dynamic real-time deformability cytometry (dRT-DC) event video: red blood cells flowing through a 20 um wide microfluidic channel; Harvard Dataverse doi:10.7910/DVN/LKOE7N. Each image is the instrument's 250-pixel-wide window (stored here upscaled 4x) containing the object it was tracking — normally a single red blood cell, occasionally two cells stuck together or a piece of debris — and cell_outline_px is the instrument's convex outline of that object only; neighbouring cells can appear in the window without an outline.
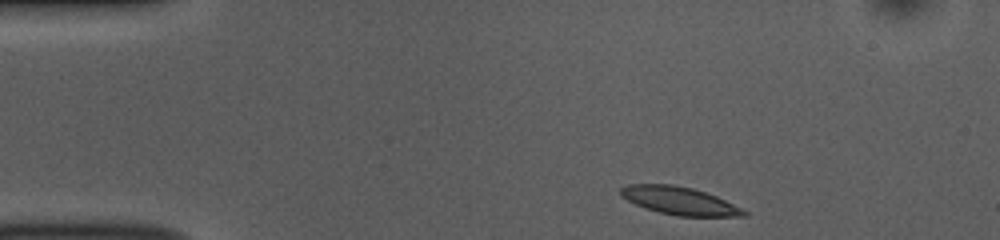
{"species": "common noctule bat (a hibernating species)", "species_latin": "Nyctalus noctula", "temperature_condition": "room temperature", "stored_images_in_passage": 46, "camera_frame_rate_fps": 3000, "um_per_image_px": 0.085, "animal": {"sex": "female", "body_mass_g": 10.0, "forearm_length_mm": 53.1}, "frame": {"image": 1, "passage_image": 1, "time_ms": 0.0, "image_size_px": [1000, 240], "cell_outline_px": [[748, 216], [676, 216], [644, 208], [620, 196], [620, 188], [628, 184], [672, 184], [692, 188], [716, 196], [748, 212]], "centroid_in_image_um": [57.72, 17.06], "position_along_channel_um": 27.3, "area_um2": 19.83}}
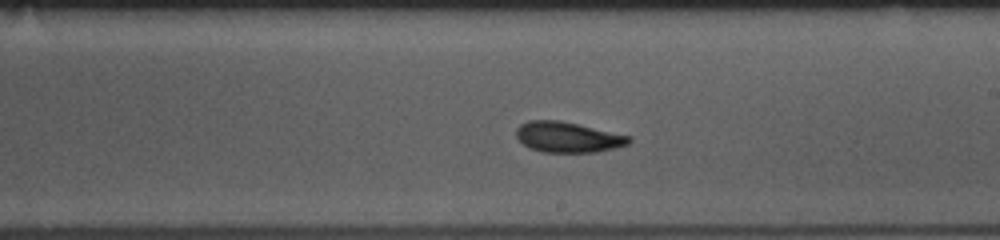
{"frame": {"image": 2, "passage_image": 23, "time_ms": 7.333, "image_size_px": [1000, 240], "cell_outline_px": [[632, 140], [628, 144], [596, 152], [544, 152], [528, 148], [516, 136], [516, 128], [520, 124], [528, 120], [560, 120], [632, 136]], "centroid_in_image_um": [48.25, 11.65], "position_along_channel_um": 240.7, "area_um2": 20.06}}
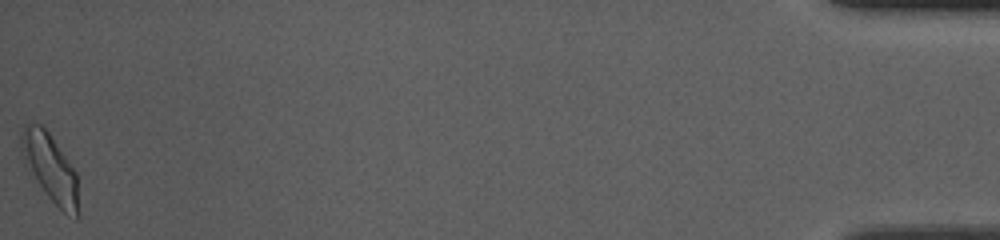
{"frame": {"image": 3, "passage_image": 46, "time_ms": 15.0, "image_size_px": [1000, 240], "cell_outline_px": [[80, 216], [76, 220], [64, 212], [48, 196], [28, 172], [20, 152], [20, 132], [24, 124], [32, 120], [40, 124], [48, 132], [76, 172]], "centroid_in_image_um": [4.23, 14.25], "position_along_channel_um": 431.0, "area_um2": 23.0}, "authors_computed_cell_mechanics": {"area_um2": 19.9121, "velocity_mm_per_s": 3.7191, "shape_relaxation_time_tau1_ms": 2.7989, "shape_relaxation_time_tau2_ms": 3.0579, "deformation_change_tau1": 0.1267, "deformation_change_tau2": 0.1004}}